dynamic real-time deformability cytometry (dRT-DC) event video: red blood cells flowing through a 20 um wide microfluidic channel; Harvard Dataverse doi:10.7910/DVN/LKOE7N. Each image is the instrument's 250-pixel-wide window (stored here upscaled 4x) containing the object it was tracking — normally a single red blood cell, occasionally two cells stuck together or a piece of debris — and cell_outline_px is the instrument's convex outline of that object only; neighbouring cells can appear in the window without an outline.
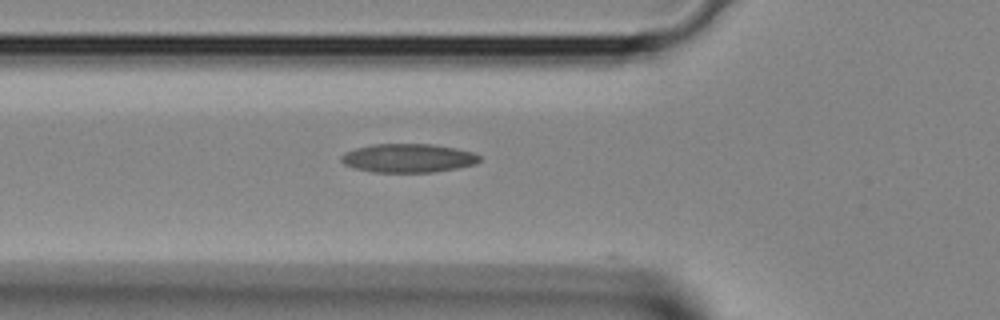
{"species": "Egyptian fruit bat (a non-hibernating species)", "species_latin": "Rousettus aegyptiacus", "temperature_condition": "room temperature", "stored_images_in_passage": 3, "camera_frame_rate_fps": 3000, "um_per_image_px": 0.085, "animal": {"sex": "female"}, "frame": {"image": 1, "passage_image": 2, "time_ms": 0.333, "image_size_px": [1000, 320], "cell_outline_px": [[480, 160], [476, 164], [456, 168], [432, 172], [372, 172], [356, 168], [344, 164], [340, 160], [340, 156], [344, 152], [356, 148], [372, 144], [432, 144], [456, 148], [472, 152], [480, 156]], "centroid_in_image_um": [34.68, 13.43], "position_along_channel_um": 91.1, "area_um2": 23.12}}